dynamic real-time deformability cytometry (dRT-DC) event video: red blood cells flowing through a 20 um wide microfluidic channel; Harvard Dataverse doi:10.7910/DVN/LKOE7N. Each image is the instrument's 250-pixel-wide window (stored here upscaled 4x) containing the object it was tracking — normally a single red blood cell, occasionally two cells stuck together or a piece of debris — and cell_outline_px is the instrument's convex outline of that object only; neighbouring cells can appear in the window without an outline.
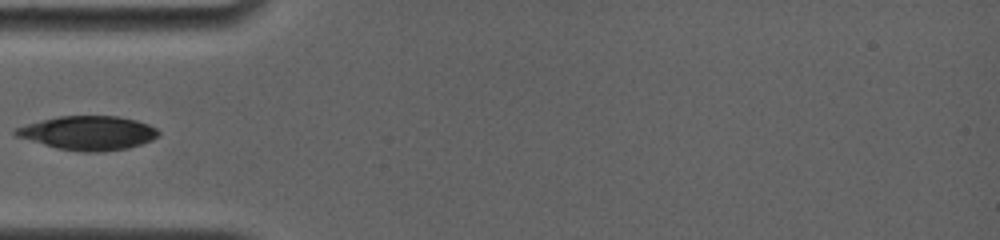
{"species": "common noctule bat (a hibernating species)", "species_latin": "Nyctalus noctula", "temperature_condition": "room temperature", "stored_images_in_passage": 18, "camera_frame_rate_fps": 4000, "um_per_image_px": 0.085, "animal": {"sex": "female", "body_mass_g": 19.0, "forearm_length_mm": 56.7}, "frame": {"image": 1, "passage_image": 1, "time_ms": 0.0, "image_size_px": [1000, 240], "cell_outline_px": [[160, 136], [152, 140], [128, 148], [100, 152], [84, 152], [56, 148], [16, 136], [12, 132], [12, 128], [56, 116], [116, 116], [136, 120], [148, 124], [156, 128], [160, 132]], "centroid_in_image_um": [7.48, 11.3], "position_along_channel_um": 77.5, "area_um2": 28.38}}
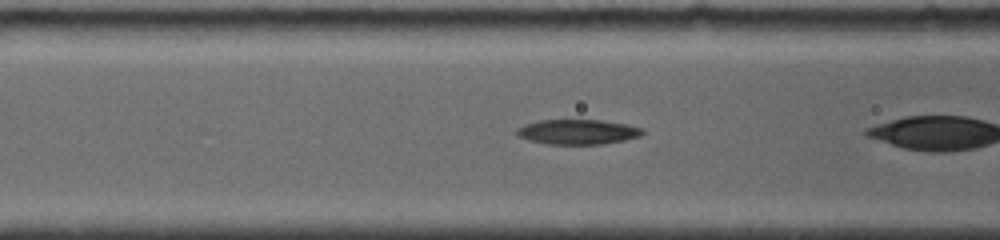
{"frame": {"image": 2, "passage_image": 3, "time_ms": 0.25, "image_size_px": [1000, 240], "cell_outline_px": [[644, 132], [640, 136], [624, 140], [604, 144], [544, 144], [528, 140], [516, 136], [516, 128], [524, 124], [540, 120], [600, 120], [628, 124], [640, 128]], "centroid_in_image_um": [49.05, 11.21], "position_along_channel_um": 117.5, "area_um2": 18.38}}
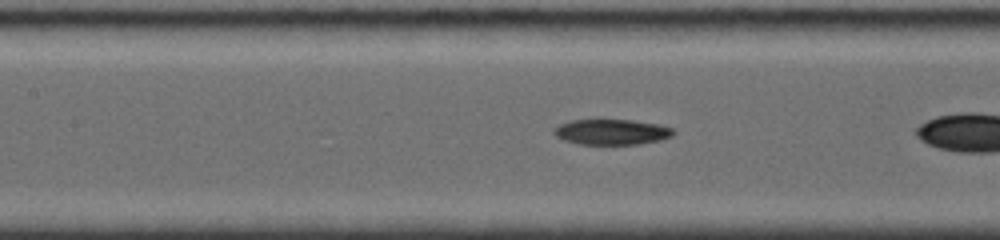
{"frame": {"image": 3, "passage_image": 12, "time_ms": 1.25, "image_size_px": [1000, 240], "cell_outline_px": [[676, 132], [672, 136], [660, 140], [636, 144], [576, 144], [564, 140], [556, 136], [552, 132], [552, 128], [560, 124], [572, 120], [596, 116], [600, 116], [632, 120], [660, 124], [672, 128]], "centroid_in_image_um": [51.93, 11.16], "position_along_channel_um": 155.5, "area_um2": 18.73}}